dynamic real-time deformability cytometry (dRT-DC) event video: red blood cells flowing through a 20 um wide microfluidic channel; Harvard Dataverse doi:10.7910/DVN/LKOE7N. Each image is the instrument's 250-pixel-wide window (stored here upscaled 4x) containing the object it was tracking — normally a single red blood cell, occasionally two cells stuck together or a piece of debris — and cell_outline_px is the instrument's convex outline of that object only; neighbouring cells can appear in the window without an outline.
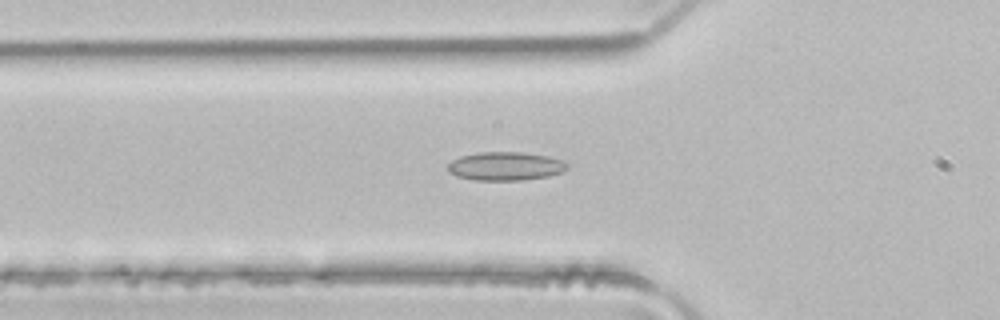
{"species": "common noctule bat (a hibernating species)", "species_latin": "Nyctalus noctula", "temperature_condition": "room temperature", "stored_images_in_passage": 48, "camera_frame_rate_fps": 3000, "um_per_image_px": 0.085, "animal": {"sex": "male", "body_mass_g": 21.5, "forearm_length_mm": 52.0}, "frame": {"image": 1, "passage_image": 16, "time_ms": 5.0, "image_size_px": [1000, 320], "cell_outline_px": [[568, 168], [560, 172], [548, 176], [524, 180], [476, 180], [456, 176], [448, 172], [448, 164], [452, 160], [460, 156], [480, 152], [524, 152], [548, 156], [564, 160], [568, 164]], "centroid_in_image_um": [42.97, 14.12], "position_along_channel_um": 82.8, "area_um2": 19.94}}
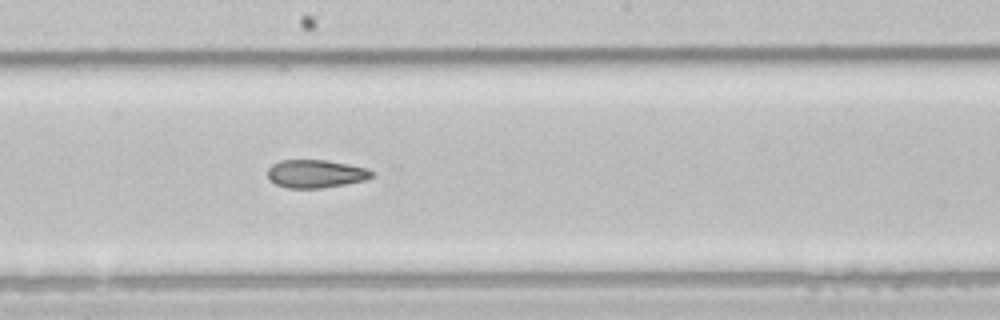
{"frame": {"image": 2, "passage_image": 26, "time_ms": 8.333, "image_size_px": [1000, 320], "cell_outline_px": [[372, 176], [364, 180], [344, 184], [320, 188], [288, 188], [276, 184], [268, 180], [268, 168], [272, 164], [280, 160], [328, 160], [368, 168], [372, 172]], "centroid_in_image_um": [26.8, 14.76], "position_along_channel_um": 221.4, "area_um2": 16.99}}
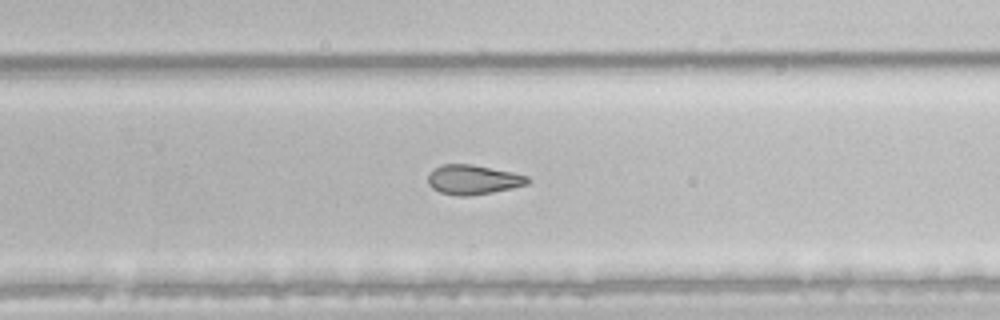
{"frame": {"image": 3, "passage_image": 31, "time_ms": 10.0, "image_size_px": [1000, 320], "cell_outline_px": [[532, 180], [528, 184], [512, 188], [492, 192], [464, 196], [460, 196], [440, 192], [432, 188], [428, 184], [428, 176], [440, 164], [472, 164], [512, 172], [528, 176]], "centroid_in_image_um": [40.24, 15.26], "position_along_channel_um": 289.6, "area_um2": 17.05}, "authors_computed_cell_mechanics": {"area_um2": 20.1433, "velocity_mm_per_s": 4.1202, "shape_relaxation_time_tau1_ms": null, "shape_relaxation_time_tau2_ms": 4.2708, "deformation_change_tau1": null, "deformation_change_tau2": 0.1139}}